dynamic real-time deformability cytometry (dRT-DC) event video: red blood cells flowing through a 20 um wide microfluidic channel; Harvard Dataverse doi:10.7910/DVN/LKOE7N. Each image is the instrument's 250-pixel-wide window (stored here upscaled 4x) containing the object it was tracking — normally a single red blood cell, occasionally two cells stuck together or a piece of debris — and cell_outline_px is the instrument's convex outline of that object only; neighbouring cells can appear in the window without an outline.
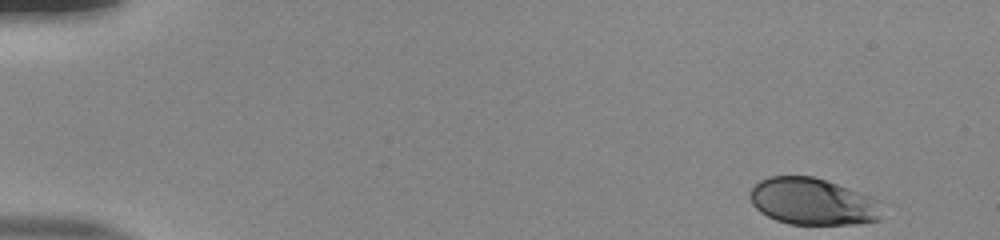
{"species": "human", "species_latin": "Homo sapiens", "temperature_condition": "room temperature", "stored_images_in_passage": 50, "camera_frame_rate_fps": 3000, "um_per_image_px": 0.085, "donor": {"sex": "male"}, "frame": {"image": 1, "passage_image": 1, "time_ms": 0.0, "image_size_px": [1000, 240], "cell_outline_px": [[880, 220], [856, 224], [788, 224], [776, 220], [760, 212], [752, 204], [748, 196], [748, 192], [760, 180], [768, 176], [812, 176], [848, 188], [868, 196], [880, 216]], "centroid_in_image_um": [68.93, 17.13], "position_along_channel_um": 16.1, "area_um2": 35.26}}
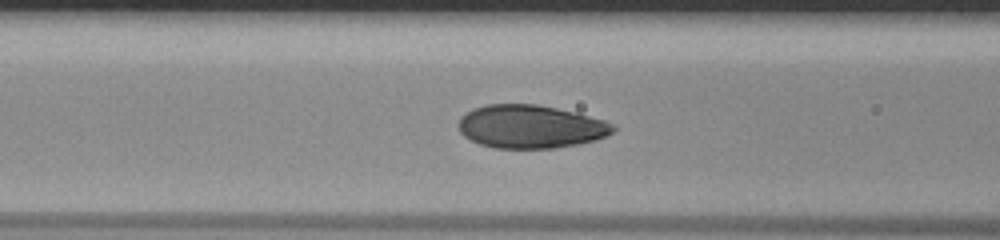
{"frame": {"image": 2, "passage_image": 20, "time_ms": 6.333, "image_size_px": [1000, 240], "cell_outline_px": [[616, 128], [612, 132], [596, 140], [576, 144], [552, 148], [496, 148], [480, 144], [464, 136], [460, 132], [460, 116], [472, 108], [488, 104], [536, 104], [556, 108], [604, 120], [612, 124]], "centroid_in_image_um": [45.06, 10.76], "position_along_channel_um": 121.5, "area_um2": 38.55}}
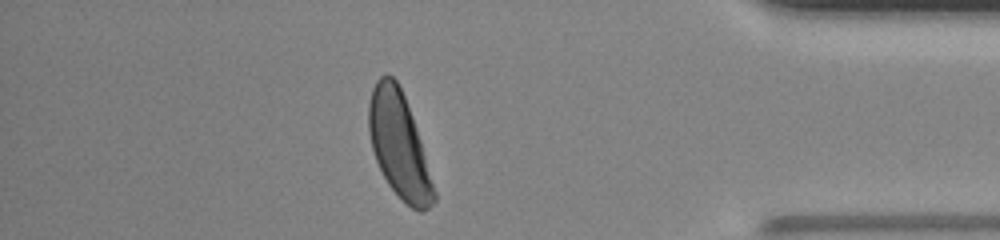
{"frame": {"image": 3, "passage_image": 44, "time_ms": 14.333, "image_size_px": [1000, 240], "cell_outline_px": [[436, 200], [428, 208], [420, 212], [412, 208], [388, 184], [376, 160], [372, 148], [368, 132], [368, 104], [372, 88], [376, 80], [380, 76], [388, 72], [396, 80], [404, 96], [412, 116], [420, 140], [436, 192]], "centroid_in_image_um": [33.9, 12.29], "position_along_channel_um": 401.3, "area_um2": 39.54}, "authors_computed_cell_mechanics": {"area_um2": 39.304, "velocity_mm_per_s": 3.8743, "shape_relaxation_time_tau1_ms": 2.4175, "shape_relaxation_time_tau2_ms": null, "deformation_change_tau1": 0.1458, "deformation_change_tau2": null}}